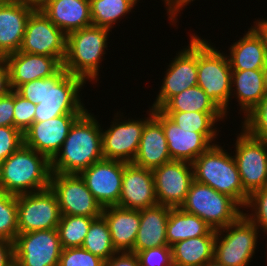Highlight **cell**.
<instances>
[{"label":"cell","instance_id":"obj_1","mask_svg":"<svg viewBox=\"0 0 267 266\" xmlns=\"http://www.w3.org/2000/svg\"><path fill=\"white\" fill-rule=\"evenodd\" d=\"M86 83L62 67L53 76L24 83L15 91L36 104L34 122H42L66 114H83L88 109L81 92Z\"/></svg>","mask_w":267,"mask_h":266},{"label":"cell","instance_id":"obj_2","mask_svg":"<svg viewBox=\"0 0 267 266\" xmlns=\"http://www.w3.org/2000/svg\"><path fill=\"white\" fill-rule=\"evenodd\" d=\"M90 111L87 109L74 122L60 150L51 159L52 173L80 174L104 158L102 124Z\"/></svg>","mask_w":267,"mask_h":266},{"label":"cell","instance_id":"obj_3","mask_svg":"<svg viewBox=\"0 0 267 266\" xmlns=\"http://www.w3.org/2000/svg\"><path fill=\"white\" fill-rule=\"evenodd\" d=\"M51 160L22 144L0 164V190L22 195L49 188Z\"/></svg>","mask_w":267,"mask_h":266},{"label":"cell","instance_id":"obj_4","mask_svg":"<svg viewBox=\"0 0 267 266\" xmlns=\"http://www.w3.org/2000/svg\"><path fill=\"white\" fill-rule=\"evenodd\" d=\"M110 32L112 30L91 25L68 34L63 68L86 82L98 83Z\"/></svg>","mask_w":267,"mask_h":266},{"label":"cell","instance_id":"obj_5","mask_svg":"<svg viewBox=\"0 0 267 266\" xmlns=\"http://www.w3.org/2000/svg\"><path fill=\"white\" fill-rule=\"evenodd\" d=\"M224 146L225 143L223 146L219 143L212 145L191 163L194 180L231 197L244 208L249 195L242 187L232 149L228 153Z\"/></svg>","mask_w":267,"mask_h":266},{"label":"cell","instance_id":"obj_6","mask_svg":"<svg viewBox=\"0 0 267 266\" xmlns=\"http://www.w3.org/2000/svg\"><path fill=\"white\" fill-rule=\"evenodd\" d=\"M197 34V85L229 116L232 70L227 53ZM222 51V52H221ZM229 110V111H228Z\"/></svg>","mask_w":267,"mask_h":266},{"label":"cell","instance_id":"obj_7","mask_svg":"<svg viewBox=\"0 0 267 266\" xmlns=\"http://www.w3.org/2000/svg\"><path fill=\"white\" fill-rule=\"evenodd\" d=\"M180 208L200 217L216 231L232 224L243 214V208L234 199L196 180L191 183Z\"/></svg>","mask_w":267,"mask_h":266},{"label":"cell","instance_id":"obj_8","mask_svg":"<svg viewBox=\"0 0 267 266\" xmlns=\"http://www.w3.org/2000/svg\"><path fill=\"white\" fill-rule=\"evenodd\" d=\"M260 232L242 214L232 224L216 231L214 258L226 266H249L258 247Z\"/></svg>","mask_w":267,"mask_h":266},{"label":"cell","instance_id":"obj_9","mask_svg":"<svg viewBox=\"0 0 267 266\" xmlns=\"http://www.w3.org/2000/svg\"><path fill=\"white\" fill-rule=\"evenodd\" d=\"M149 109V110H148ZM147 109V116L143 118H132L118 110L114 113V118L110 126L102 131V153L104 159L120 160L132 163L142 136L145 124L153 117V108ZM116 114V115H115ZM124 118V119H123Z\"/></svg>","mask_w":267,"mask_h":266},{"label":"cell","instance_id":"obj_10","mask_svg":"<svg viewBox=\"0 0 267 266\" xmlns=\"http://www.w3.org/2000/svg\"><path fill=\"white\" fill-rule=\"evenodd\" d=\"M236 135L233 157L242 187L250 195L267 187V142L251 137L243 128Z\"/></svg>","mask_w":267,"mask_h":266},{"label":"cell","instance_id":"obj_11","mask_svg":"<svg viewBox=\"0 0 267 266\" xmlns=\"http://www.w3.org/2000/svg\"><path fill=\"white\" fill-rule=\"evenodd\" d=\"M189 37L187 47L183 46V49L171 58L163 73L156 99L150 107L160 109L171 97L197 86V34H190Z\"/></svg>","mask_w":267,"mask_h":266},{"label":"cell","instance_id":"obj_12","mask_svg":"<svg viewBox=\"0 0 267 266\" xmlns=\"http://www.w3.org/2000/svg\"><path fill=\"white\" fill-rule=\"evenodd\" d=\"M49 187L57 197L61 215L102 216L103 207L79 174L52 173Z\"/></svg>","mask_w":267,"mask_h":266},{"label":"cell","instance_id":"obj_13","mask_svg":"<svg viewBox=\"0 0 267 266\" xmlns=\"http://www.w3.org/2000/svg\"><path fill=\"white\" fill-rule=\"evenodd\" d=\"M19 234L57 229L61 213L51 188L17 196Z\"/></svg>","mask_w":267,"mask_h":266},{"label":"cell","instance_id":"obj_14","mask_svg":"<svg viewBox=\"0 0 267 266\" xmlns=\"http://www.w3.org/2000/svg\"><path fill=\"white\" fill-rule=\"evenodd\" d=\"M67 35L55 26L41 9L28 18L20 52L56 57L62 64L66 56Z\"/></svg>","mask_w":267,"mask_h":266},{"label":"cell","instance_id":"obj_15","mask_svg":"<svg viewBox=\"0 0 267 266\" xmlns=\"http://www.w3.org/2000/svg\"><path fill=\"white\" fill-rule=\"evenodd\" d=\"M62 247L57 229L18 234L14 256L21 266H58Z\"/></svg>","mask_w":267,"mask_h":266},{"label":"cell","instance_id":"obj_16","mask_svg":"<svg viewBox=\"0 0 267 266\" xmlns=\"http://www.w3.org/2000/svg\"><path fill=\"white\" fill-rule=\"evenodd\" d=\"M157 204L180 207L194 180L192 164L171 160L152 169Z\"/></svg>","mask_w":267,"mask_h":266},{"label":"cell","instance_id":"obj_17","mask_svg":"<svg viewBox=\"0 0 267 266\" xmlns=\"http://www.w3.org/2000/svg\"><path fill=\"white\" fill-rule=\"evenodd\" d=\"M93 197L104 208L116 206L122 189L123 161L102 159L80 174Z\"/></svg>","mask_w":267,"mask_h":266},{"label":"cell","instance_id":"obj_18","mask_svg":"<svg viewBox=\"0 0 267 266\" xmlns=\"http://www.w3.org/2000/svg\"><path fill=\"white\" fill-rule=\"evenodd\" d=\"M82 114H66L34 122L24 133V144L50 160L60 150L74 122Z\"/></svg>","mask_w":267,"mask_h":266},{"label":"cell","instance_id":"obj_19","mask_svg":"<svg viewBox=\"0 0 267 266\" xmlns=\"http://www.w3.org/2000/svg\"><path fill=\"white\" fill-rule=\"evenodd\" d=\"M153 116L162 124L171 160L192 163L213 145L202 133L178 127L159 109L153 108Z\"/></svg>","mask_w":267,"mask_h":266},{"label":"cell","instance_id":"obj_20","mask_svg":"<svg viewBox=\"0 0 267 266\" xmlns=\"http://www.w3.org/2000/svg\"><path fill=\"white\" fill-rule=\"evenodd\" d=\"M157 205L151 169L123 162V180L119 203L116 206L142 210Z\"/></svg>","mask_w":267,"mask_h":266},{"label":"cell","instance_id":"obj_21","mask_svg":"<svg viewBox=\"0 0 267 266\" xmlns=\"http://www.w3.org/2000/svg\"><path fill=\"white\" fill-rule=\"evenodd\" d=\"M3 59L8 67L12 90L36 79L49 78L63 67L56 57L20 51L9 54Z\"/></svg>","mask_w":267,"mask_h":266},{"label":"cell","instance_id":"obj_22","mask_svg":"<svg viewBox=\"0 0 267 266\" xmlns=\"http://www.w3.org/2000/svg\"><path fill=\"white\" fill-rule=\"evenodd\" d=\"M35 8L17 0L0 1V58L18 52Z\"/></svg>","mask_w":267,"mask_h":266},{"label":"cell","instance_id":"obj_23","mask_svg":"<svg viewBox=\"0 0 267 266\" xmlns=\"http://www.w3.org/2000/svg\"><path fill=\"white\" fill-rule=\"evenodd\" d=\"M40 9L66 35L93 25L89 0H48Z\"/></svg>","mask_w":267,"mask_h":266},{"label":"cell","instance_id":"obj_24","mask_svg":"<svg viewBox=\"0 0 267 266\" xmlns=\"http://www.w3.org/2000/svg\"><path fill=\"white\" fill-rule=\"evenodd\" d=\"M169 161L171 157L162 124L153 116L145 124L139 148L132 163L152 170Z\"/></svg>","mask_w":267,"mask_h":266},{"label":"cell","instance_id":"obj_25","mask_svg":"<svg viewBox=\"0 0 267 266\" xmlns=\"http://www.w3.org/2000/svg\"><path fill=\"white\" fill-rule=\"evenodd\" d=\"M102 216L108 223L114 248L118 252L131 251L140 228V210L107 206Z\"/></svg>","mask_w":267,"mask_h":266},{"label":"cell","instance_id":"obj_26","mask_svg":"<svg viewBox=\"0 0 267 266\" xmlns=\"http://www.w3.org/2000/svg\"><path fill=\"white\" fill-rule=\"evenodd\" d=\"M170 208L157 204L140 210V228L130 252L137 253L153 247L168 246L166 227Z\"/></svg>","mask_w":267,"mask_h":266},{"label":"cell","instance_id":"obj_27","mask_svg":"<svg viewBox=\"0 0 267 266\" xmlns=\"http://www.w3.org/2000/svg\"><path fill=\"white\" fill-rule=\"evenodd\" d=\"M267 94L263 69L232 70L231 96L237 99L238 110L244 113L243 118L263 99Z\"/></svg>","mask_w":267,"mask_h":266},{"label":"cell","instance_id":"obj_28","mask_svg":"<svg viewBox=\"0 0 267 266\" xmlns=\"http://www.w3.org/2000/svg\"><path fill=\"white\" fill-rule=\"evenodd\" d=\"M232 43L228 47L229 53L227 54L231 70H255L266 67V49L261 38L251 27L243 37Z\"/></svg>","mask_w":267,"mask_h":266},{"label":"cell","instance_id":"obj_29","mask_svg":"<svg viewBox=\"0 0 267 266\" xmlns=\"http://www.w3.org/2000/svg\"><path fill=\"white\" fill-rule=\"evenodd\" d=\"M216 230L206 236L186 239L171 246L173 266H203L214 258Z\"/></svg>","mask_w":267,"mask_h":266},{"label":"cell","instance_id":"obj_30","mask_svg":"<svg viewBox=\"0 0 267 266\" xmlns=\"http://www.w3.org/2000/svg\"><path fill=\"white\" fill-rule=\"evenodd\" d=\"M213 229L200 217L188 213L180 207L170 208L166 227L168 246L177 242L208 235Z\"/></svg>","mask_w":267,"mask_h":266},{"label":"cell","instance_id":"obj_31","mask_svg":"<svg viewBox=\"0 0 267 266\" xmlns=\"http://www.w3.org/2000/svg\"><path fill=\"white\" fill-rule=\"evenodd\" d=\"M171 120H173L178 127L186 130H193L194 132L202 133L213 145L219 143L218 137L219 127L218 122L227 119L224 112H163ZM217 139V141H216Z\"/></svg>","mask_w":267,"mask_h":266},{"label":"cell","instance_id":"obj_32","mask_svg":"<svg viewBox=\"0 0 267 266\" xmlns=\"http://www.w3.org/2000/svg\"><path fill=\"white\" fill-rule=\"evenodd\" d=\"M90 16L94 26L109 30L118 25L138 5V0H89Z\"/></svg>","mask_w":267,"mask_h":266},{"label":"cell","instance_id":"obj_33","mask_svg":"<svg viewBox=\"0 0 267 266\" xmlns=\"http://www.w3.org/2000/svg\"><path fill=\"white\" fill-rule=\"evenodd\" d=\"M159 110L161 112H224L198 85L171 97Z\"/></svg>","mask_w":267,"mask_h":266},{"label":"cell","instance_id":"obj_34","mask_svg":"<svg viewBox=\"0 0 267 266\" xmlns=\"http://www.w3.org/2000/svg\"><path fill=\"white\" fill-rule=\"evenodd\" d=\"M81 247L104 261L118 252L113 246L109 226L103 216L91 222Z\"/></svg>","mask_w":267,"mask_h":266},{"label":"cell","instance_id":"obj_35","mask_svg":"<svg viewBox=\"0 0 267 266\" xmlns=\"http://www.w3.org/2000/svg\"><path fill=\"white\" fill-rule=\"evenodd\" d=\"M94 219L87 216L61 215L57 231L62 249L81 247Z\"/></svg>","mask_w":267,"mask_h":266},{"label":"cell","instance_id":"obj_36","mask_svg":"<svg viewBox=\"0 0 267 266\" xmlns=\"http://www.w3.org/2000/svg\"><path fill=\"white\" fill-rule=\"evenodd\" d=\"M17 196L0 190V238L14 243L18 231Z\"/></svg>","mask_w":267,"mask_h":266},{"label":"cell","instance_id":"obj_37","mask_svg":"<svg viewBox=\"0 0 267 266\" xmlns=\"http://www.w3.org/2000/svg\"><path fill=\"white\" fill-rule=\"evenodd\" d=\"M251 137L267 142V94L240 123Z\"/></svg>","mask_w":267,"mask_h":266},{"label":"cell","instance_id":"obj_38","mask_svg":"<svg viewBox=\"0 0 267 266\" xmlns=\"http://www.w3.org/2000/svg\"><path fill=\"white\" fill-rule=\"evenodd\" d=\"M243 210H244L243 214L250 221H252L259 230H261L262 232L261 234L264 233V236H266L267 235V187H263L250 194Z\"/></svg>","mask_w":267,"mask_h":266},{"label":"cell","instance_id":"obj_39","mask_svg":"<svg viewBox=\"0 0 267 266\" xmlns=\"http://www.w3.org/2000/svg\"><path fill=\"white\" fill-rule=\"evenodd\" d=\"M105 261L83 247L62 249L58 266H104Z\"/></svg>","mask_w":267,"mask_h":266},{"label":"cell","instance_id":"obj_40","mask_svg":"<svg viewBox=\"0 0 267 266\" xmlns=\"http://www.w3.org/2000/svg\"><path fill=\"white\" fill-rule=\"evenodd\" d=\"M36 104L14 90V127L24 133L33 123Z\"/></svg>","mask_w":267,"mask_h":266},{"label":"cell","instance_id":"obj_41","mask_svg":"<svg viewBox=\"0 0 267 266\" xmlns=\"http://www.w3.org/2000/svg\"><path fill=\"white\" fill-rule=\"evenodd\" d=\"M24 144L23 133L14 126H0V164Z\"/></svg>","mask_w":267,"mask_h":266},{"label":"cell","instance_id":"obj_42","mask_svg":"<svg viewBox=\"0 0 267 266\" xmlns=\"http://www.w3.org/2000/svg\"><path fill=\"white\" fill-rule=\"evenodd\" d=\"M140 266H173L170 246L153 247L136 253Z\"/></svg>","mask_w":267,"mask_h":266},{"label":"cell","instance_id":"obj_43","mask_svg":"<svg viewBox=\"0 0 267 266\" xmlns=\"http://www.w3.org/2000/svg\"><path fill=\"white\" fill-rule=\"evenodd\" d=\"M14 90L0 98V126H14Z\"/></svg>","mask_w":267,"mask_h":266},{"label":"cell","instance_id":"obj_44","mask_svg":"<svg viewBox=\"0 0 267 266\" xmlns=\"http://www.w3.org/2000/svg\"><path fill=\"white\" fill-rule=\"evenodd\" d=\"M104 266H140L136 253L116 252L111 258L105 261Z\"/></svg>","mask_w":267,"mask_h":266},{"label":"cell","instance_id":"obj_45","mask_svg":"<svg viewBox=\"0 0 267 266\" xmlns=\"http://www.w3.org/2000/svg\"><path fill=\"white\" fill-rule=\"evenodd\" d=\"M195 1V0H172L166 7L164 10H166L167 12V16H168V20H170V26L174 25L175 27H177V22L179 24L178 18L179 15L181 13V11H183V8H187V6H189L188 4L191 5V3Z\"/></svg>","mask_w":267,"mask_h":266},{"label":"cell","instance_id":"obj_46","mask_svg":"<svg viewBox=\"0 0 267 266\" xmlns=\"http://www.w3.org/2000/svg\"><path fill=\"white\" fill-rule=\"evenodd\" d=\"M14 258V243L0 238V266H7Z\"/></svg>","mask_w":267,"mask_h":266},{"label":"cell","instance_id":"obj_47","mask_svg":"<svg viewBox=\"0 0 267 266\" xmlns=\"http://www.w3.org/2000/svg\"><path fill=\"white\" fill-rule=\"evenodd\" d=\"M12 91L7 64L0 58V98L8 95Z\"/></svg>","mask_w":267,"mask_h":266},{"label":"cell","instance_id":"obj_48","mask_svg":"<svg viewBox=\"0 0 267 266\" xmlns=\"http://www.w3.org/2000/svg\"><path fill=\"white\" fill-rule=\"evenodd\" d=\"M259 19V20H258ZM256 21H254L253 26L251 25V28L257 33V35L261 38L263 42V46L266 49L267 52V19L258 18Z\"/></svg>","mask_w":267,"mask_h":266},{"label":"cell","instance_id":"obj_49","mask_svg":"<svg viewBox=\"0 0 267 266\" xmlns=\"http://www.w3.org/2000/svg\"><path fill=\"white\" fill-rule=\"evenodd\" d=\"M35 9H40L48 0H17Z\"/></svg>","mask_w":267,"mask_h":266},{"label":"cell","instance_id":"obj_50","mask_svg":"<svg viewBox=\"0 0 267 266\" xmlns=\"http://www.w3.org/2000/svg\"><path fill=\"white\" fill-rule=\"evenodd\" d=\"M203 266H226L225 264L220 263L215 258H212L208 262H206Z\"/></svg>","mask_w":267,"mask_h":266},{"label":"cell","instance_id":"obj_51","mask_svg":"<svg viewBox=\"0 0 267 266\" xmlns=\"http://www.w3.org/2000/svg\"><path fill=\"white\" fill-rule=\"evenodd\" d=\"M263 72H264L265 88H266V91H267V65H266V67L263 69Z\"/></svg>","mask_w":267,"mask_h":266},{"label":"cell","instance_id":"obj_52","mask_svg":"<svg viewBox=\"0 0 267 266\" xmlns=\"http://www.w3.org/2000/svg\"><path fill=\"white\" fill-rule=\"evenodd\" d=\"M7 266H21V264L14 258Z\"/></svg>","mask_w":267,"mask_h":266},{"label":"cell","instance_id":"obj_53","mask_svg":"<svg viewBox=\"0 0 267 266\" xmlns=\"http://www.w3.org/2000/svg\"><path fill=\"white\" fill-rule=\"evenodd\" d=\"M164 4V6L166 7L172 0H161Z\"/></svg>","mask_w":267,"mask_h":266}]
</instances>
